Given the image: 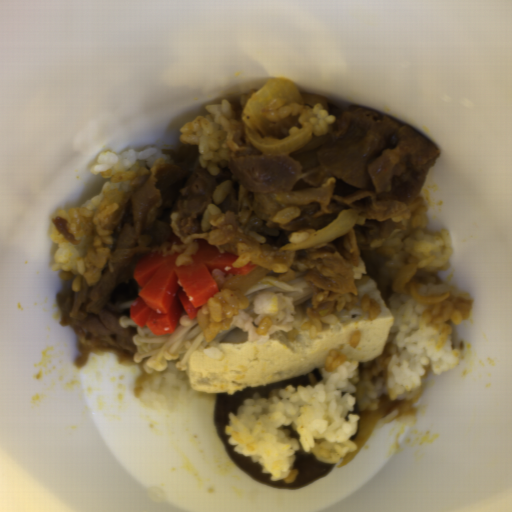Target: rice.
I'll list each match as a JSON object with an SVG mask.
<instances>
[{
	"instance_id": "rice-11",
	"label": "rice",
	"mask_w": 512,
	"mask_h": 512,
	"mask_svg": "<svg viewBox=\"0 0 512 512\" xmlns=\"http://www.w3.org/2000/svg\"><path fill=\"white\" fill-rule=\"evenodd\" d=\"M361 333L360 330H354L351 338L349 340V345L353 347L354 349L358 346L360 343Z\"/></svg>"
},
{
	"instance_id": "rice-10",
	"label": "rice",
	"mask_w": 512,
	"mask_h": 512,
	"mask_svg": "<svg viewBox=\"0 0 512 512\" xmlns=\"http://www.w3.org/2000/svg\"><path fill=\"white\" fill-rule=\"evenodd\" d=\"M272 325V322L269 317H266L262 320V322L259 324V326L256 329V334L259 336H264L268 333Z\"/></svg>"
},
{
	"instance_id": "rice-2",
	"label": "rice",
	"mask_w": 512,
	"mask_h": 512,
	"mask_svg": "<svg viewBox=\"0 0 512 512\" xmlns=\"http://www.w3.org/2000/svg\"><path fill=\"white\" fill-rule=\"evenodd\" d=\"M171 156L159 147L122 153L109 151L98 156L89 171L105 180L99 193L80 207L62 210L56 216L66 219L68 229L80 241L68 242L54 224L50 233L53 243L58 245L50 267L70 281L71 291L81 289L82 279L88 286L100 281L112 251L111 224L126 192L141 169Z\"/></svg>"
},
{
	"instance_id": "rice-1",
	"label": "rice",
	"mask_w": 512,
	"mask_h": 512,
	"mask_svg": "<svg viewBox=\"0 0 512 512\" xmlns=\"http://www.w3.org/2000/svg\"><path fill=\"white\" fill-rule=\"evenodd\" d=\"M402 223L383 240H373L360 250L355 286L374 279L393 312V324L380 355L371 361L349 359L331 349L322 377L313 386L273 388L269 397L254 393L236 412L226 416V442L234 452L259 463L271 482L297 479L295 454L310 453L322 462L338 465L349 451L360 420L373 413L382 395L401 404L377 423L398 419L408 412L420 381L428 373L442 374L459 367L460 349L453 334L472 314L474 295L447 284H419L420 295L449 297L434 305L393 293L392 287L405 264H415L438 275L450 267L453 240L445 228L431 231L429 210L421 195L403 214Z\"/></svg>"
},
{
	"instance_id": "rice-7",
	"label": "rice",
	"mask_w": 512,
	"mask_h": 512,
	"mask_svg": "<svg viewBox=\"0 0 512 512\" xmlns=\"http://www.w3.org/2000/svg\"><path fill=\"white\" fill-rule=\"evenodd\" d=\"M307 110H312L316 115L309 122L311 126L312 135L326 134L335 121L333 114L325 110L324 106L315 105L309 107L302 103H289L286 104L285 100H271L270 103L263 111L265 123H270L278 119L291 116L302 115Z\"/></svg>"
},
{
	"instance_id": "rice-8",
	"label": "rice",
	"mask_w": 512,
	"mask_h": 512,
	"mask_svg": "<svg viewBox=\"0 0 512 512\" xmlns=\"http://www.w3.org/2000/svg\"><path fill=\"white\" fill-rule=\"evenodd\" d=\"M232 186L231 180H224L217 188L213 191L211 199L212 202L203 211L200 227L202 231H206L212 220L220 216V208L222 201L227 197L230 188Z\"/></svg>"
},
{
	"instance_id": "rice-3",
	"label": "rice",
	"mask_w": 512,
	"mask_h": 512,
	"mask_svg": "<svg viewBox=\"0 0 512 512\" xmlns=\"http://www.w3.org/2000/svg\"><path fill=\"white\" fill-rule=\"evenodd\" d=\"M259 91L242 94L239 104L228 99L205 106L206 114L180 128V144L193 143L203 169L209 173L217 175L235 150L252 141L243 121V111Z\"/></svg>"
},
{
	"instance_id": "rice-6",
	"label": "rice",
	"mask_w": 512,
	"mask_h": 512,
	"mask_svg": "<svg viewBox=\"0 0 512 512\" xmlns=\"http://www.w3.org/2000/svg\"><path fill=\"white\" fill-rule=\"evenodd\" d=\"M214 281L220 290L217 295L209 299L196 314L206 341L213 338L222 330H227L234 318L249 307V294L231 289H223V286L238 275L227 274L219 270L212 272Z\"/></svg>"
},
{
	"instance_id": "rice-4",
	"label": "rice",
	"mask_w": 512,
	"mask_h": 512,
	"mask_svg": "<svg viewBox=\"0 0 512 512\" xmlns=\"http://www.w3.org/2000/svg\"><path fill=\"white\" fill-rule=\"evenodd\" d=\"M296 279H302L309 284L308 294L311 309L318 308L326 303L334 301L335 308L333 313L318 317L309 318L301 325L303 331L307 333L310 339L321 332L323 325L335 326L339 317L338 310L350 309L351 307L360 308L372 320L375 319L381 311L382 304L370 298L367 294L360 296L352 292H332L316 285H313L310 278L303 275L301 268H291L280 273L278 282H291Z\"/></svg>"
},
{
	"instance_id": "rice-5",
	"label": "rice",
	"mask_w": 512,
	"mask_h": 512,
	"mask_svg": "<svg viewBox=\"0 0 512 512\" xmlns=\"http://www.w3.org/2000/svg\"><path fill=\"white\" fill-rule=\"evenodd\" d=\"M190 382L189 367L181 371L175 367V360H169L166 367L155 373L145 371L137 376L136 394L144 406L176 410L195 392Z\"/></svg>"
},
{
	"instance_id": "rice-9",
	"label": "rice",
	"mask_w": 512,
	"mask_h": 512,
	"mask_svg": "<svg viewBox=\"0 0 512 512\" xmlns=\"http://www.w3.org/2000/svg\"><path fill=\"white\" fill-rule=\"evenodd\" d=\"M301 215L300 210L297 206H287L280 208L271 221L286 224Z\"/></svg>"
}]
</instances>
